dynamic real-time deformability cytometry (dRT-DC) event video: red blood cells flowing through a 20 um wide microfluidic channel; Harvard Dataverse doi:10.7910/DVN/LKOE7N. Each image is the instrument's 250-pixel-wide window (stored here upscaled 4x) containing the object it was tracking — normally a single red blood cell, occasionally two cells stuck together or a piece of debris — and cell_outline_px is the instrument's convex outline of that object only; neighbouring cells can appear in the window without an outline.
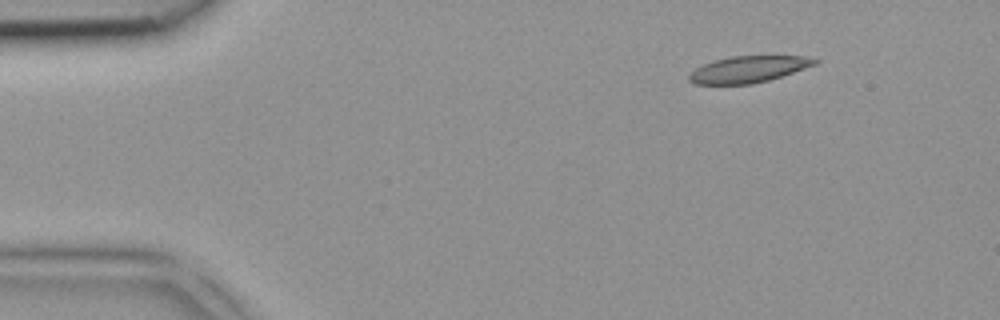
{"species": "common noctule bat (a hibernating species)", "species_latin": "Nyctalus noctula", "temperature_condition": "room temperature", "stored_images_in_passage": 3, "camera_frame_rate_fps": 3000, "um_per_image_px": 0.085, "animal": {"sex": "female", "body_mass_g": 18.4}, "frame": {"image": 1, "passage_image": 1, "time_ms": 0.0, "image_size_px": [1000, 320], "cell_outline_px": [[820, 60], [816, 64], [768, 80], [752, 84], [696, 84], [688, 80], [688, 76], [696, 68], [704, 64], [716, 60], [732, 56], [804, 56]], "centroid_in_image_um": [63.6, 5.89], "position_along_channel_um": 21.4, "area_um2": 19.07}}